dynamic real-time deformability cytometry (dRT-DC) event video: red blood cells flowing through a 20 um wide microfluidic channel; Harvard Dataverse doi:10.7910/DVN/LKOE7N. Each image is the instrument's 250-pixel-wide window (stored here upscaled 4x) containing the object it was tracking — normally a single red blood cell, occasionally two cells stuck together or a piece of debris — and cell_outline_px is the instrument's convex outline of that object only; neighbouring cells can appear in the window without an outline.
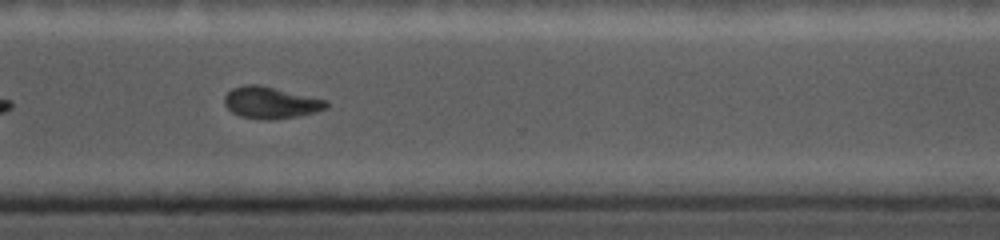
{"species": "common noctule bat (a hibernating species)", "species_latin": "Nyctalus noctula", "temperature_condition": "cold", "stored_images_in_passage": 42, "camera_frame_rate_fps": 5000, "um_per_image_px": 0.085, "animal": {"sex": "female", "body_mass_g": 19.0, "forearm_length_mm": 56.7}, "frame": {"image": 1, "passage_image": 36, "time_ms": 8.2, "image_size_px": [1000, 240], "cell_outline_px": [[328, 108], [316, 112], [296, 116], [268, 120], [240, 116], [232, 112], [224, 104], [224, 96], [232, 88], [244, 84], [260, 84], [328, 100]], "centroid_in_image_um": [23.01, 8.71], "position_along_channel_um": 347.6, "area_um2": 18.9}}